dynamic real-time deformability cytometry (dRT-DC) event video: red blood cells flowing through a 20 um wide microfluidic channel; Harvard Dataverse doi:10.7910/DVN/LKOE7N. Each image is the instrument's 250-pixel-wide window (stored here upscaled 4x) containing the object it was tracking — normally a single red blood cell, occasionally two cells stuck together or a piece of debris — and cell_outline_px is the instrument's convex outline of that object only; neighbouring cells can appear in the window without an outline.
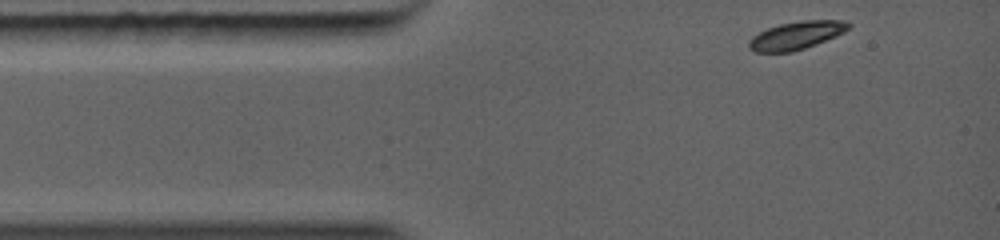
{"species": "common noctule bat (a hibernating species)", "species_latin": "Nyctalus noctula", "temperature_condition": "warm", "stored_images_in_passage": 47, "camera_frame_rate_fps": 5000, "um_per_image_px": 0.085, "animal": {"sex": "female", "body_mass_g": 19.0, "forearm_length_mm": 56.7}, "frame": {"image": 1, "passage_image": 1, "time_ms": 0.0, "image_size_px": [1000, 240], "cell_outline_px": [[852, 24], [844, 32], [836, 36], [816, 44], [792, 52], [756, 52], [748, 48], [748, 40], [752, 36], [768, 28], [780, 24], [800, 20], [848, 20]], "centroid_in_image_um": [67.7, 3.0], "position_along_channel_um": 17.3, "area_um2": 16.3}}
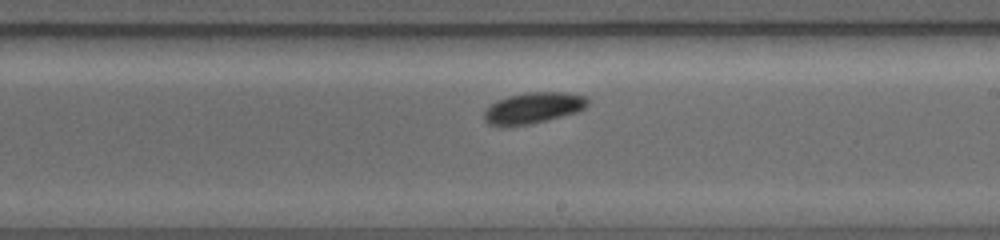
{"frame": {"image": 2, "passage_image": 32, "time_ms": 5.6, "image_size_px": [1000, 240], "cell_outline_px": [[588, 104], [584, 108], [576, 112], [532, 124], [500, 128], [488, 124], [484, 120], [484, 112], [496, 100], [508, 96], [528, 92], [564, 92], [588, 96]], "centroid_in_image_um": [45.29, 9.19], "position_along_channel_um": 243.7, "area_um2": 19.02}}
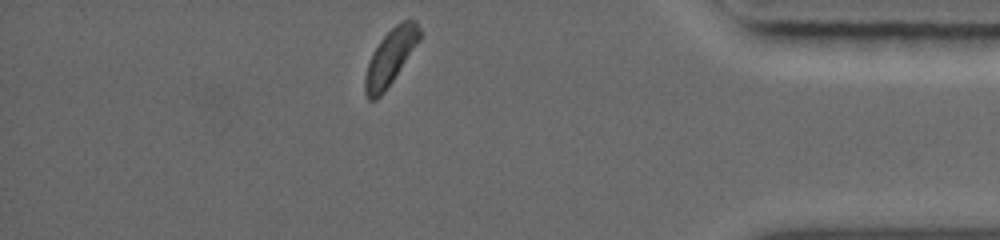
{"frame": {"image": 3, "passage_image": 47, "time_ms": 9.6, "image_size_px": [1000, 240], "cell_outline_px": [[420, 40], [384, 92], [376, 100], [368, 100], [364, 92], [364, 76], [372, 52], [380, 40], [396, 24], [404, 20], [416, 20], [420, 28]], "centroid_in_image_um": [33.16, 4.87], "position_along_channel_um": 402.0, "area_um2": 17.51}}